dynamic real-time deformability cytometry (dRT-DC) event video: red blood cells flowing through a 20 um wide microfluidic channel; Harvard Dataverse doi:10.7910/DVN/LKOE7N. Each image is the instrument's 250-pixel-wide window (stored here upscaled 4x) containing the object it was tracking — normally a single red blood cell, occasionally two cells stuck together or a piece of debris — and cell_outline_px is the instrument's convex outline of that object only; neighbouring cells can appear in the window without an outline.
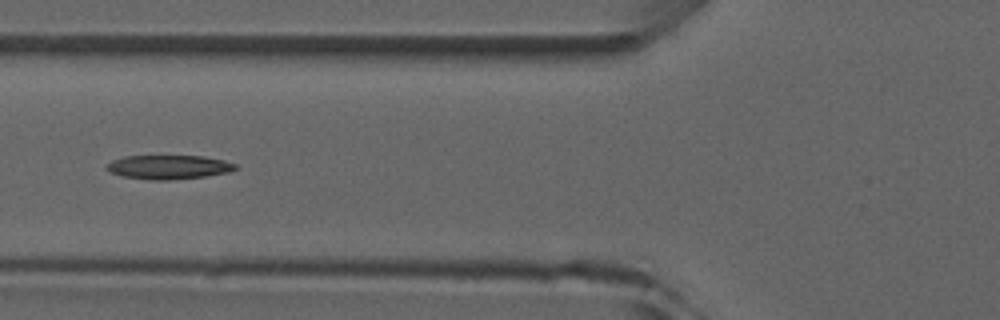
{"species": "common noctule bat (a hibernating species)", "species_latin": "Nyctalus noctula", "temperature_condition": "room temperature", "stored_images_in_passage": 6, "camera_frame_rate_fps": 3000, "um_per_image_px": 0.085, "animal": {"sex": "male", "forearm_length_mm": 52.5}, "frame": {"image": 1, "passage_image": 6, "time_ms": 5.667, "image_size_px": [1000, 320], "cell_outline_px": [[240, 168], [232, 172], [204, 176], [172, 180], [148, 180], [124, 176], [112, 172], [104, 168], [104, 164], [112, 160], [124, 156], [204, 156], [224, 160], [240, 164]], "centroid_in_image_um": [14.4, 14.2], "position_along_channel_um": 111.4, "area_um2": 18.38}}